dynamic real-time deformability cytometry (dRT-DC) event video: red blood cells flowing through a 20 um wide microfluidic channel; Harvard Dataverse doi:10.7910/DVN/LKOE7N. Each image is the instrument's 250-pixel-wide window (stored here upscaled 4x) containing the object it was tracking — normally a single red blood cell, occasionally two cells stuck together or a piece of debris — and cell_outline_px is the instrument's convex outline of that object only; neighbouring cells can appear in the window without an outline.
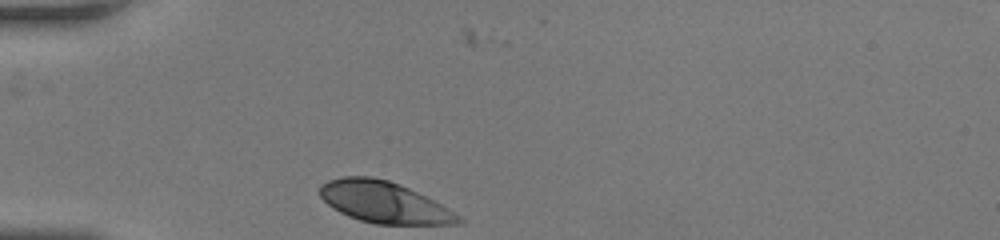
{"species": "human", "species_latin": "Homo sapiens", "temperature_condition": "room temperature", "stored_images_in_passage": 30, "camera_frame_rate_fps": 3000, "um_per_image_px": 0.085, "donor": {"sex": "female"}, "frame": {"image": 1, "passage_image": 1, "time_ms": 0.0, "image_size_px": [1000, 240], "cell_outline_px": [[464, 220], [460, 224], [376, 224], [360, 220], [348, 216], [340, 212], [328, 204], [320, 196], [320, 184], [328, 180], [344, 176], [372, 176], [388, 180], [400, 184], [448, 208], [460, 216]], "centroid_in_image_um": [32.63, 17.19], "position_along_channel_um": 52.4, "area_um2": 33.18}}
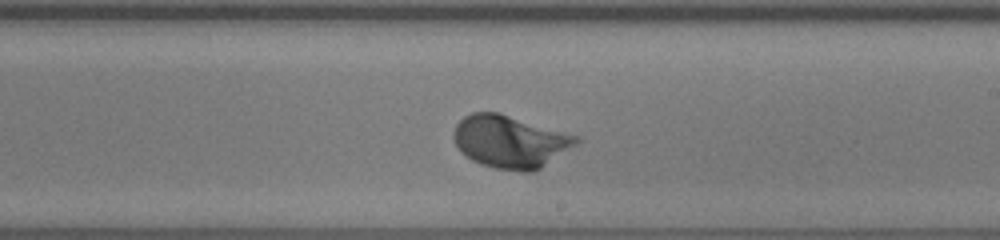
{"frame": {"image": 2, "passage_image": 17, "time_ms": 5.333, "image_size_px": [1000, 240], "cell_outline_px": [[580, 140], [576, 144], [540, 168], [532, 172], [520, 172], [496, 168], [480, 164], [472, 160], [460, 152], [452, 136], [456, 124], [464, 116], [472, 112], [500, 112], [580, 136]], "centroid_in_image_um": [43.34, 12.02], "position_along_channel_um": 245.7, "area_um2": 37.69}}
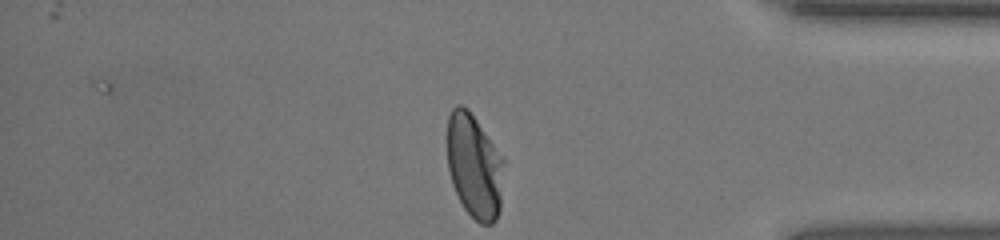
{"frame": {"image": 3, "passage_image": 30, "time_ms": 9.667, "image_size_px": [1000, 240], "cell_outline_px": [[504, 164], [500, 208], [496, 220], [492, 224], [480, 224], [464, 208], [452, 184], [448, 168], [448, 116], [452, 108], [456, 104], [460, 104], [468, 108], [504, 160]], "centroid_in_image_um": [40.31, 14.12], "position_along_channel_um": 394.9, "area_um2": 34.16}, "authors_computed_cell_mechanics": {"area_um2": 36.2117, "velocity_mm_per_s": 3.9039, "shape_relaxation_time_tau1_ms": 1.8666, "shape_relaxation_time_tau2_ms": null, "deformation_change_tau1": 0.1521, "deformation_change_tau2": null}}